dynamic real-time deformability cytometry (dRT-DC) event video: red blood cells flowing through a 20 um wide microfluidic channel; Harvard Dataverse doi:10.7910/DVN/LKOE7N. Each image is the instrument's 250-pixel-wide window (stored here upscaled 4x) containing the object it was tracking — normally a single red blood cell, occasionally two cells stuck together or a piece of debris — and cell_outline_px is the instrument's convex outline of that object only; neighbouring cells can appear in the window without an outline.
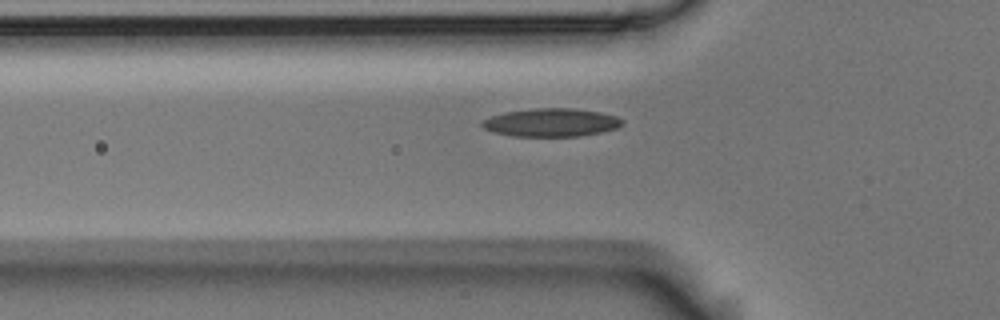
{"species": "Egyptian fruit bat (a non-hibernating species)", "species_latin": "Rousettus aegyptiacus", "temperature_condition": "room temperature", "stored_images_in_passage": 42, "camera_frame_rate_fps": 3000, "um_per_image_px": 0.085, "animal": {"sex": "male"}, "frame": {"image": 1, "passage_image": 7, "time_ms": 2.0, "image_size_px": [1000, 320], "cell_outline_px": [[624, 124], [616, 128], [600, 132], [580, 136], [512, 136], [496, 132], [484, 128], [480, 124], [484, 120], [492, 116], [504, 112], [532, 108], [572, 108], [600, 112], [616, 116], [624, 120]], "centroid_in_image_um": [46.88, 10.4], "position_along_channel_um": 78.9, "area_um2": 22.95}}
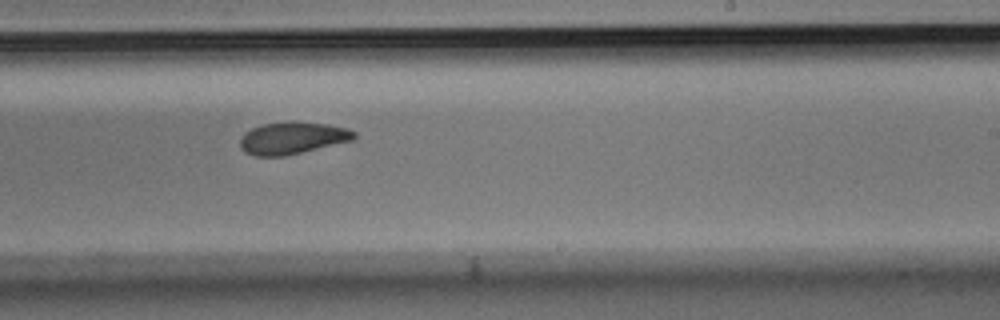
{"frame": {"image": 2, "passage_image": 22, "time_ms": 7.0, "image_size_px": [1000, 320], "cell_outline_px": [[356, 136], [352, 140], [284, 156], [256, 156], [244, 152], [240, 144], [240, 140], [244, 132], [252, 128], [264, 124], [328, 124], [348, 128], [356, 132]], "centroid_in_image_um": [24.84, 11.77], "position_along_channel_um": 264.2, "area_um2": 20.46}}
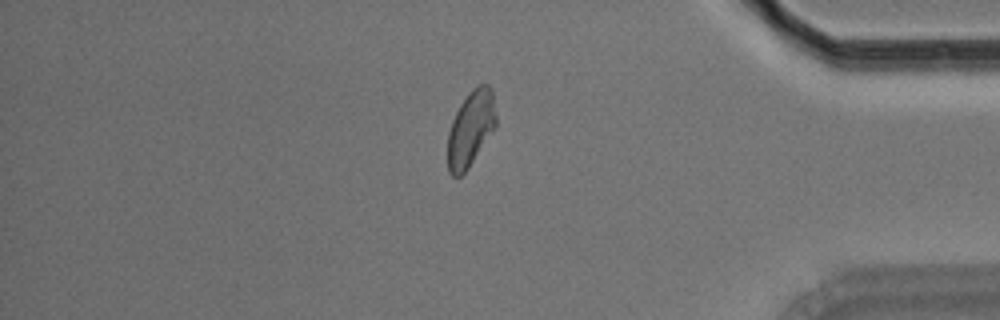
{"frame": {"image": 3, "passage_image": 35, "time_ms": 11.333, "image_size_px": [1000, 320], "cell_outline_px": [[496, 124], [468, 168], [460, 176], [452, 176], [448, 172], [448, 132], [452, 120], [460, 104], [468, 92], [476, 84], [488, 84], [492, 88], [496, 116]], "centroid_in_image_um": [40.0, 10.88], "position_along_channel_um": 395.2, "area_um2": 21.1}, "authors_computed_cell_mechanics": {"area_um2": 21.6172, "velocity_mm_per_s": 3.6892, "shape_relaxation_time_tau1_ms": 7.3038, "shape_relaxation_time_tau2_ms": 4.8935, "deformation_change_tau1": 0.1647, "deformation_change_tau2": 0.1063}}